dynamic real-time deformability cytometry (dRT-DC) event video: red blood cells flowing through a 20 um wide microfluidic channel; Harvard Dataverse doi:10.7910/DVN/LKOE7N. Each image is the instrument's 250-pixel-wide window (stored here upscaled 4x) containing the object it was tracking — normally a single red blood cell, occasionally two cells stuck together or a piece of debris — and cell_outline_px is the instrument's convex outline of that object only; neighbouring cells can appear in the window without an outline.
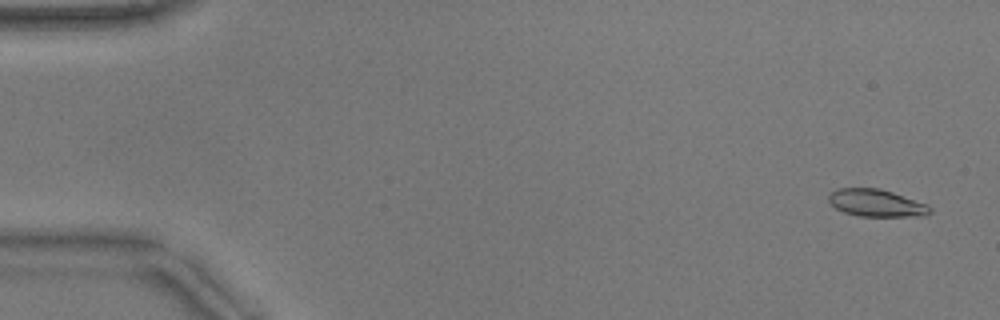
{"species": "common noctule bat (a hibernating species)", "species_latin": "Nyctalus noctula", "temperature_condition": "warm", "stored_images_in_passage": 53, "camera_frame_rate_fps": 3000, "um_per_image_px": 0.085, "animal": {"sex": "male", "body_mass_g": 17.9}, "frame": {"image": 1, "passage_image": 3, "time_ms": 0.667, "image_size_px": [1000, 320], "cell_outline_px": [[932, 212], [924, 216], [860, 216], [844, 212], [836, 208], [828, 200], [828, 196], [836, 188], [880, 188], [928, 204], [932, 208]], "centroid_in_image_um": [74.51, 17.25], "position_along_channel_um": 10.5, "area_um2": 16.13}}
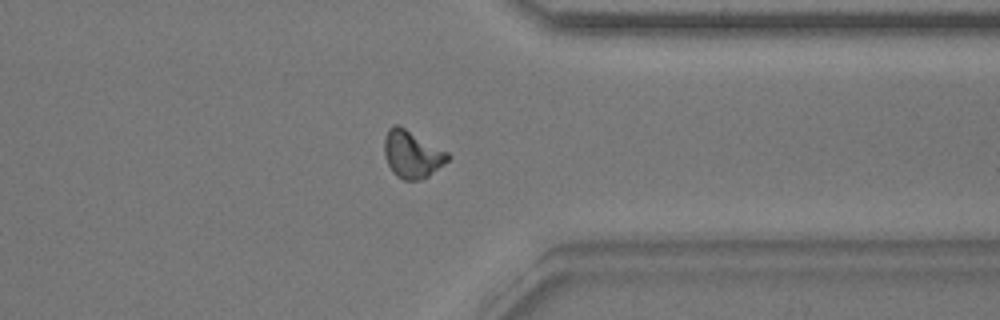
{"frame": {"image": 2, "passage_image": 42, "time_ms": 13.667, "image_size_px": [1000, 320], "cell_outline_px": [[452, 156], [448, 160], [428, 176], [420, 180], [404, 180], [396, 176], [392, 172], [388, 164], [384, 152], [384, 136], [388, 128], [392, 124], [400, 124], [448, 152]], "centroid_in_image_um": [35.0, 13.08], "position_along_channel_um": 376.4, "area_um2": 17.74}}
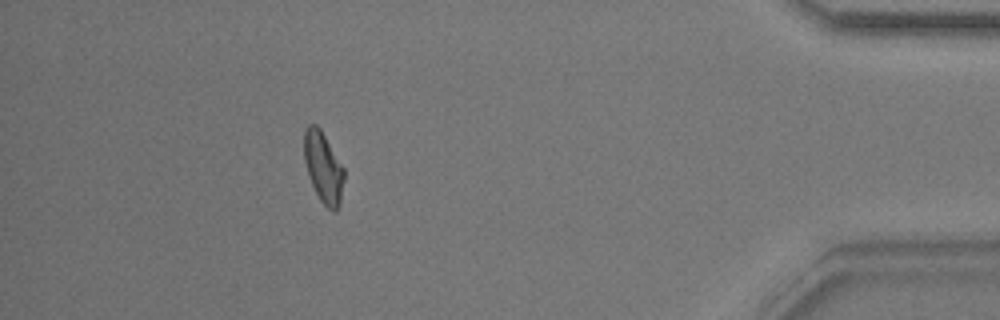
{"frame": {"image": 3, "passage_image": 48, "time_ms": 15.667, "image_size_px": [1000, 320], "cell_outline_px": [[344, 180], [340, 204], [336, 212], [332, 212], [320, 200], [308, 176], [304, 160], [304, 128], [308, 124], [316, 124], [320, 128], [344, 168]], "centroid_in_image_um": [27.48, 14.23], "position_along_channel_um": 407.7, "area_um2": 16.59}, "authors_computed_cell_mechanics": {"area_um2": 16.6464, "velocity_mm_per_s": 3.8674, "shape_relaxation_time_tau1_ms": 3.0751, "shape_relaxation_time_tau2_ms": 2.2706, "deformation_change_tau1": 0.1302, "deformation_change_tau2": 0.0761}}